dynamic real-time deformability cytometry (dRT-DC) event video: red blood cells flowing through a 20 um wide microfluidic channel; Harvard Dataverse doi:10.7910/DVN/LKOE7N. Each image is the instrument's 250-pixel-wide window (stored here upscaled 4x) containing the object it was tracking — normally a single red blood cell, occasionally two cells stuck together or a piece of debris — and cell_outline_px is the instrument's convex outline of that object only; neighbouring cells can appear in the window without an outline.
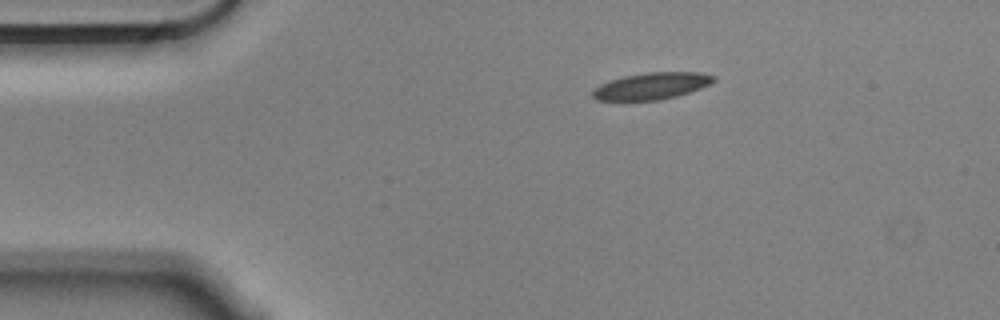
{"species": "Egyptian fruit bat (a non-hibernating species)", "species_latin": "Rousettus aegyptiacus", "temperature_condition": "cold", "stored_images_in_passage": 47, "camera_frame_rate_fps": 3000, "um_per_image_px": 0.085, "animal": {"sex": "male"}, "frame": {"image": 1, "passage_image": 1, "time_ms": 0.0, "image_size_px": [1000, 320], "cell_outline_px": [[716, 80], [700, 88], [676, 96], [660, 100], [596, 100], [592, 96], [592, 92], [600, 84], [608, 80], [624, 76], [644, 72], [700, 72], [716, 76]], "centroid_in_image_um": [55.37, 7.3], "position_along_channel_um": 29.6, "area_um2": 18.84}}
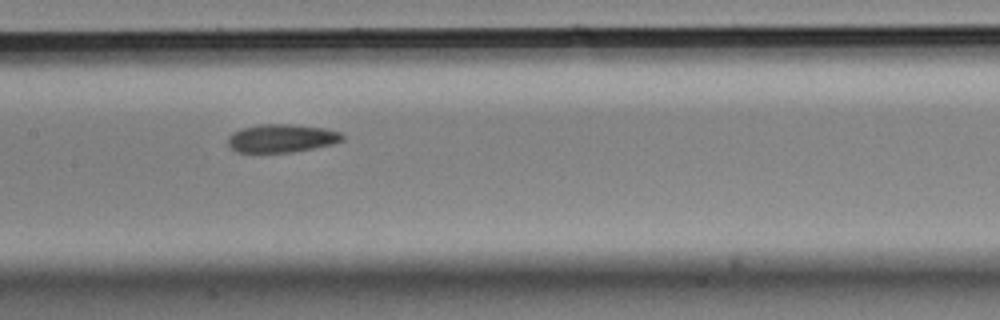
{"frame": {"image": 2, "passage_image": 18, "time_ms": 5.667, "image_size_px": [1000, 320], "cell_outline_px": [[344, 140], [332, 144], [292, 152], [236, 152], [228, 144], [228, 136], [232, 132], [244, 128], [260, 124], [288, 124], [324, 128], [340, 132], [344, 136]], "centroid_in_image_um": [23.93, 11.75], "position_along_channel_um": 183.5, "area_um2": 18.67}}
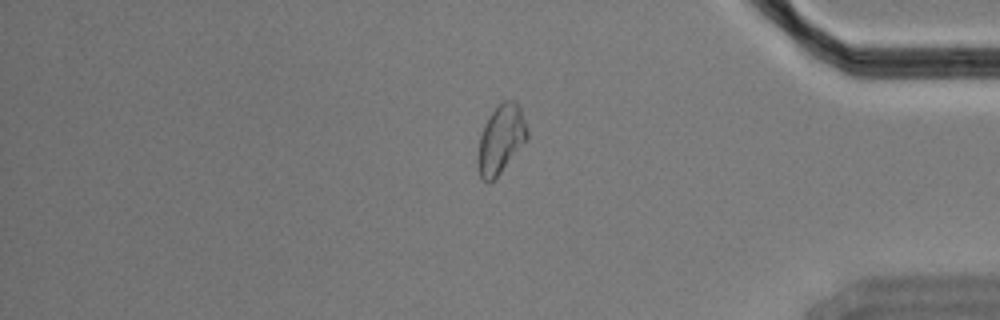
{"frame": {"image": 3, "passage_image": 38, "time_ms": 12.333, "image_size_px": [1000, 320], "cell_outline_px": [[528, 140], [500, 172], [488, 184], [480, 180], [476, 160], [480, 136], [484, 124], [492, 112], [504, 100], [516, 100], [520, 108], [528, 132]], "centroid_in_image_um": [42.55, 11.87], "position_along_channel_um": 392.6, "area_um2": 19.77}, "authors_computed_cell_mechanics": {"area_um2": 19.3052, "velocity_mm_per_s": 3.5414, "shape_relaxation_time_tau1_ms": null, "shape_relaxation_time_tau2_ms": 5.3677, "deformation_change_tau1": null, "deformation_change_tau2": 0.1211}}